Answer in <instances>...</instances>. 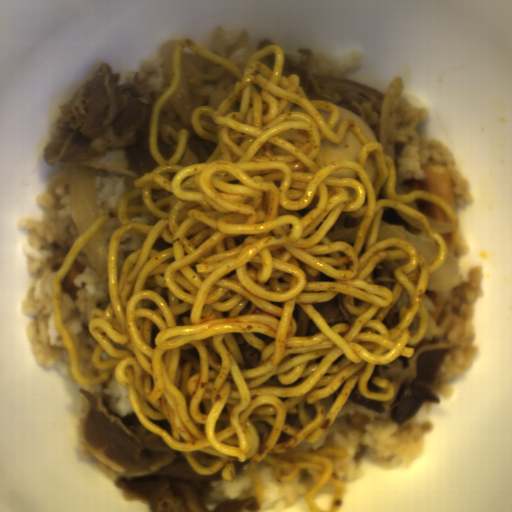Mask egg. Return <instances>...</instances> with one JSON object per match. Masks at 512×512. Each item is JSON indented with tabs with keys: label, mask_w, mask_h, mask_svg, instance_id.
<instances>
[{
	"label": "egg",
	"mask_w": 512,
	"mask_h": 512,
	"mask_svg": "<svg viewBox=\"0 0 512 512\" xmlns=\"http://www.w3.org/2000/svg\"><path fill=\"white\" fill-rule=\"evenodd\" d=\"M363 143L347 127L342 142L336 144L328 139H321L320 151L325 167L335 161H353L358 164Z\"/></svg>",
	"instance_id": "egg-1"
},
{
	"label": "egg",
	"mask_w": 512,
	"mask_h": 512,
	"mask_svg": "<svg viewBox=\"0 0 512 512\" xmlns=\"http://www.w3.org/2000/svg\"><path fill=\"white\" fill-rule=\"evenodd\" d=\"M335 106L339 110V119L330 131L337 134L339 122H341L345 119H349V120H352L357 125V127L366 135V137L371 142H377L371 129L369 128V126L364 122V120L361 117H359L358 115H356L349 109L343 108L338 105H335Z\"/></svg>",
	"instance_id": "egg-2"
},
{
	"label": "egg",
	"mask_w": 512,
	"mask_h": 512,
	"mask_svg": "<svg viewBox=\"0 0 512 512\" xmlns=\"http://www.w3.org/2000/svg\"><path fill=\"white\" fill-rule=\"evenodd\" d=\"M364 169L367 173V176L370 180V183L374 189L375 183L377 180L378 172L376 167V161L375 158L372 156V154L369 152Z\"/></svg>",
	"instance_id": "egg-3"
}]
</instances>
